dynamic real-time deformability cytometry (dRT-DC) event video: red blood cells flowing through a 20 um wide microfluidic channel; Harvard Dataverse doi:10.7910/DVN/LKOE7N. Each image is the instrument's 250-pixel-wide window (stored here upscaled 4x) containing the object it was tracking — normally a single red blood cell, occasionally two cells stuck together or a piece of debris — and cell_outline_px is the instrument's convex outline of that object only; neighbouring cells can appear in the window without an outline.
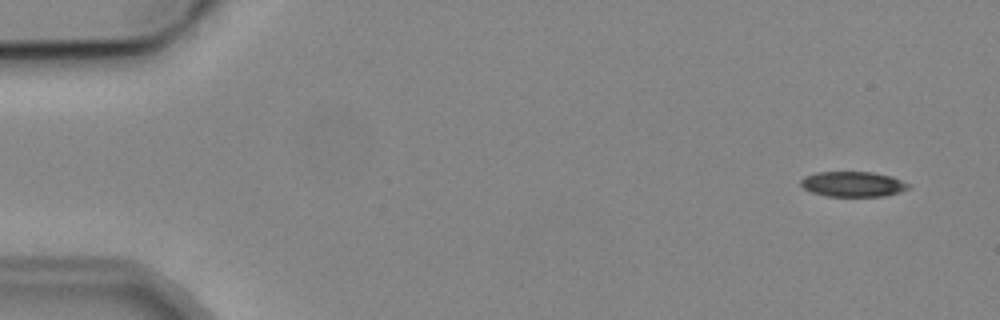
{"species": "common noctule bat (a hibernating species)", "species_latin": "Nyctalus noctula", "temperature_condition": "cold", "stored_images_in_passage": 4, "camera_frame_rate_fps": 3000, "um_per_image_px": 0.085, "animal": {"sex": "male", "body_mass_g": 19.2, "forearm_length_mm": 51.8}, "frame": {"image": 1, "passage_image": 1, "time_ms": 0.0, "image_size_px": [1000, 320], "cell_outline_px": [[912, 188], [900, 192], [884, 196], [828, 196], [812, 192], [804, 188], [800, 184], [800, 180], [804, 176], [816, 172], [872, 172], [892, 176], [912, 184]], "centroid_in_image_um": [72.55, 15.64], "position_along_channel_um": 12.5, "area_um2": 16.01}}
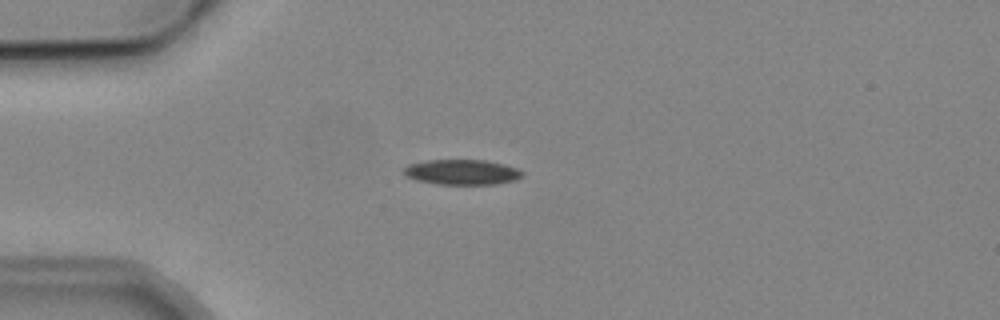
{"frame": {"image": 2, "passage_image": 4, "time_ms": 3.667, "image_size_px": [1000, 320], "cell_outline_px": [[524, 176], [516, 180], [496, 184], [436, 184], [416, 180], [404, 176], [404, 168], [408, 164], [428, 160], [484, 160], [504, 164], [516, 168], [524, 172]], "centroid_in_image_um": [39.27, 14.63], "position_along_channel_um": 45.7, "area_um2": 17.51}}